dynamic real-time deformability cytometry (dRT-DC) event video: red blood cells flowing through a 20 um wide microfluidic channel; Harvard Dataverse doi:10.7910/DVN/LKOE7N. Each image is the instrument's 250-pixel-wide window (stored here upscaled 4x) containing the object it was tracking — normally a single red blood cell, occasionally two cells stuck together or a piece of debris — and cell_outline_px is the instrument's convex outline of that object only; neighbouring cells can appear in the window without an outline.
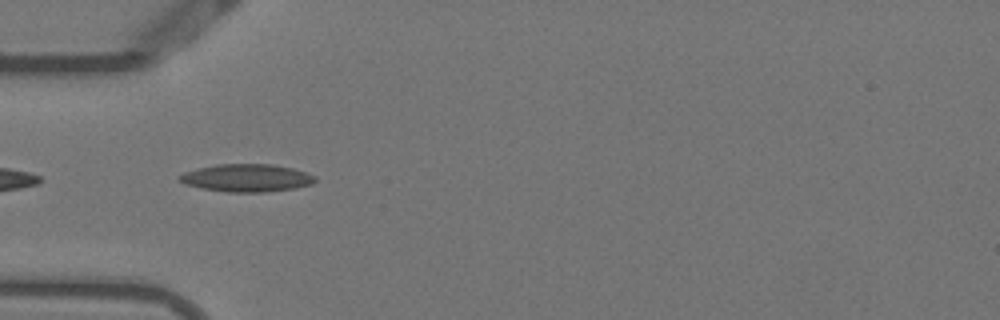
{"species": "Egyptian fruit bat (a non-hibernating species)", "species_latin": "Rousettus aegyptiacus", "temperature_condition": "warm", "stored_images_in_passage": 39, "camera_frame_rate_fps": 3000, "um_per_image_px": 0.085, "animal": {"sex": "female"}, "frame": {"image": 1, "passage_image": 2, "time_ms": 0.333, "image_size_px": [1000, 320], "cell_outline_px": [[316, 180], [312, 184], [292, 188], [264, 192], [228, 192], [200, 188], [184, 184], [176, 180], [176, 176], [184, 172], [196, 168], [216, 164], [272, 164], [292, 168], [316, 176]], "centroid_in_image_um": [20.88, 15.12], "position_along_channel_um": 64.1, "area_um2": 22.02}}
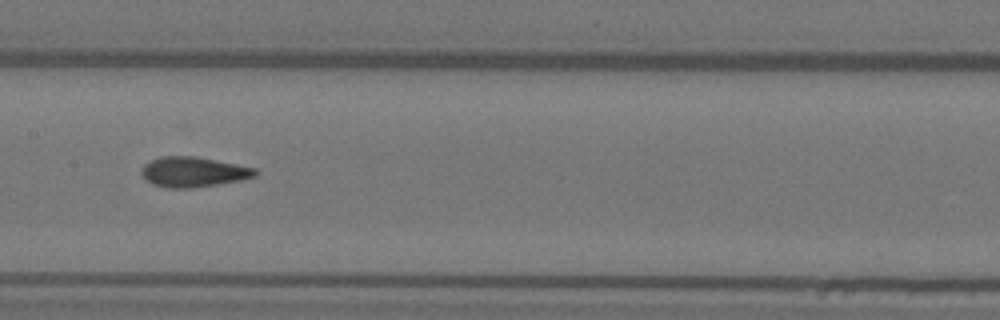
{"frame": {"image": 2, "passage_image": 12, "time_ms": 3.667, "image_size_px": [1000, 320], "cell_outline_px": [[260, 172], [256, 176], [240, 180], [192, 188], [168, 188], [152, 184], [140, 172], [144, 164], [160, 156], [196, 156], [256, 168]], "centroid_in_image_um": [16.45, 14.61], "position_along_channel_um": 191.0, "area_um2": 19.88}}
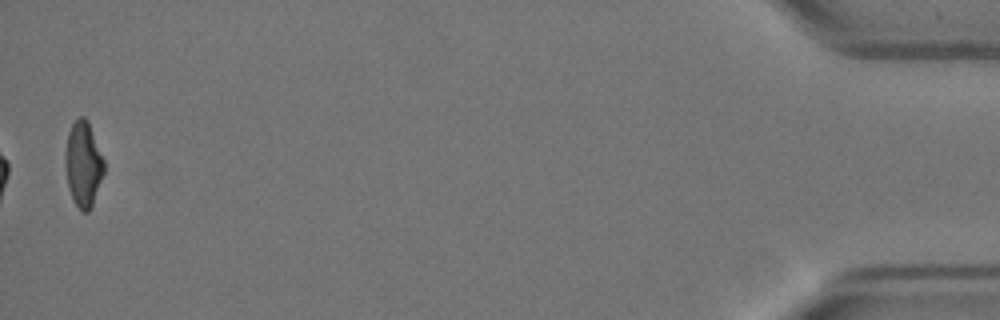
{"frame": {"image": 3, "passage_image": 38, "time_ms": 12.333, "image_size_px": [1000, 320], "cell_outline_px": [[104, 172], [92, 208], [88, 212], [80, 212], [72, 200], [68, 188], [64, 164], [64, 152], [68, 132], [72, 124], [80, 116], [84, 116], [88, 120], [104, 160]], "centroid_in_image_um": [7.06, 13.99], "position_along_channel_um": 428.1, "area_um2": 19.71}, "authors_computed_cell_mechanics": {"area_um2": 19.8832, "velocity_mm_per_s": 3.798, "shape_relaxation_time_tau1_ms": null, "shape_relaxation_time_tau2_ms": 1.4847, "deformation_change_tau1": null, "deformation_change_tau2": 0.0885}}